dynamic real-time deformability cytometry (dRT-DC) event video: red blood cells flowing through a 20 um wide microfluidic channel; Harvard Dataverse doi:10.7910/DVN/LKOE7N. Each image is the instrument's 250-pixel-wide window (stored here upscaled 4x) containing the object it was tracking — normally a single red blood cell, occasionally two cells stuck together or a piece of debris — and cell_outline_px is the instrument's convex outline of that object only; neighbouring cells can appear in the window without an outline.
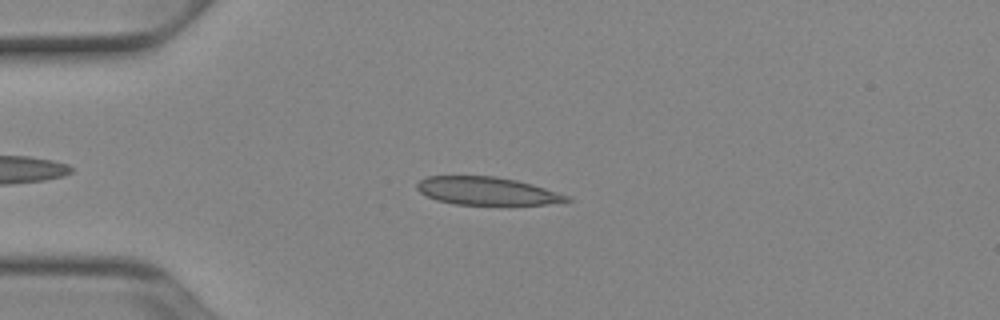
{"species": "Egyptian fruit bat (a non-hibernating species)", "species_latin": "Rousettus aegyptiacus", "temperature_condition": "cold", "stored_images_in_passage": 47, "camera_frame_rate_fps": 3000, "um_per_image_px": 0.085, "animal": {"sex": "female"}, "frame": {"image": 1, "passage_image": 9, "time_ms": 2.667, "image_size_px": [1000, 320], "cell_outline_px": [[572, 200], [564, 204], [456, 204], [436, 200], [420, 192], [416, 188], [416, 184], [420, 180], [428, 176], [496, 176], [516, 180], [532, 184], [568, 196]], "centroid_in_image_um": [41.41, 16.23], "position_along_channel_um": 43.6, "area_um2": 24.28}}
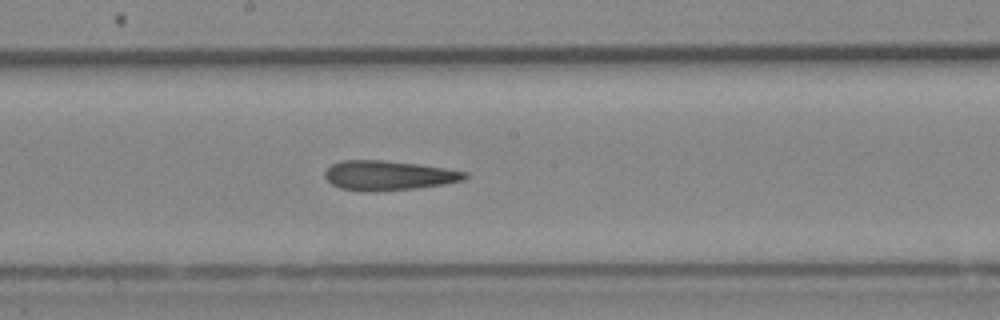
{"frame": {"image": 2, "passage_image": 24, "time_ms": 7.667, "image_size_px": [1000, 320], "cell_outline_px": [[468, 176], [464, 180], [444, 184], [416, 188], [376, 192], [340, 188], [332, 184], [324, 176], [324, 172], [332, 164], [340, 160], [384, 160], [416, 164], [444, 168], [468, 172]], "centroid_in_image_um": [33.02, 14.91], "position_along_channel_um": 215.2, "area_um2": 24.1}}
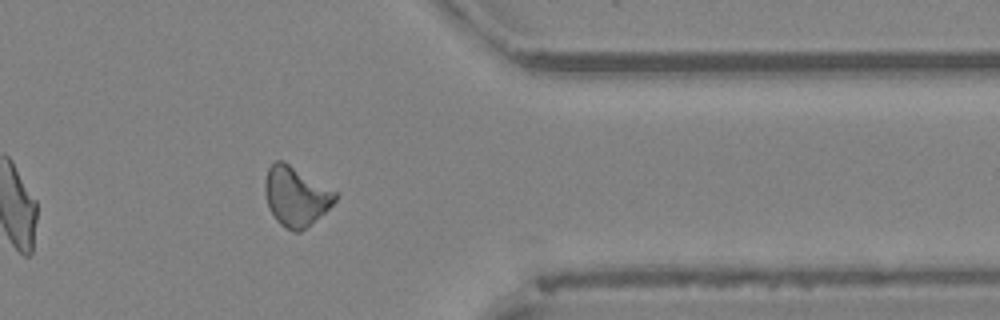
{"frame": {"image": 3, "passage_image": 38, "time_ms": 12.333, "image_size_px": [1000, 320], "cell_outline_px": [[336, 200], [324, 212], [300, 232], [296, 232], [280, 224], [276, 220], [268, 208], [264, 192], [264, 180], [268, 168], [276, 160], [284, 160], [336, 192]], "centroid_in_image_um": [25.1, 16.66], "position_along_channel_um": 386.3, "area_um2": 24.1}, "authors_computed_cell_mechanics": {"area_um2": 24.276, "velocity_mm_per_s": 3.9186, "shape_relaxation_time_tau1_ms": null, "shape_relaxation_time_tau2_ms": 8.2759, "deformation_change_tau1": null, "deformation_change_tau2": 0.1785}}